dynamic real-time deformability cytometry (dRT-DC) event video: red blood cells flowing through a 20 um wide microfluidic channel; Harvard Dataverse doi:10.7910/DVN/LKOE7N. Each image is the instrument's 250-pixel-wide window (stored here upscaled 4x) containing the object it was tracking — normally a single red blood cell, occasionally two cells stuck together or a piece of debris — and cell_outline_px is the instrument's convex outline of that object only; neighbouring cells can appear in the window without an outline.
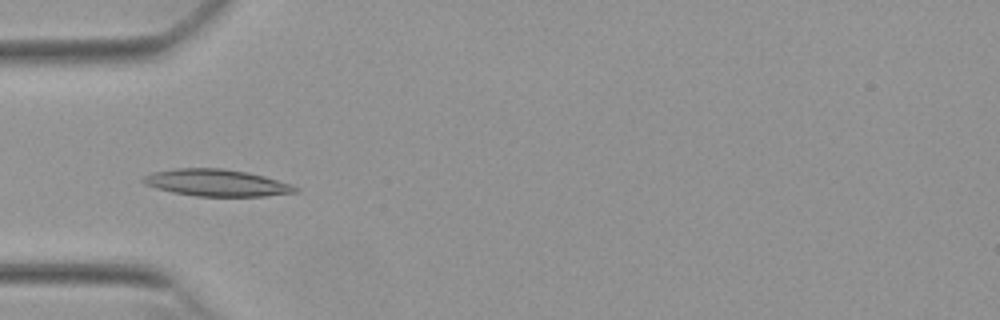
{"species": "Egyptian fruit bat (a non-hibernating species)", "species_latin": "Rousettus aegyptiacus", "temperature_condition": "warm", "stored_images_in_passage": 39, "camera_frame_rate_fps": 3000, "um_per_image_px": 0.085, "animal": {"sex": "female"}, "frame": {"image": 1, "passage_image": 3, "time_ms": 0.667, "image_size_px": [1000, 320], "cell_outline_px": [[300, 192], [264, 196], [196, 196], [172, 192], [156, 188], [144, 184], [140, 180], [144, 176], [152, 172], [176, 168], [224, 168], [248, 172], [264, 176], [292, 184], [300, 188]], "centroid_in_image_um": [18.43, 15.53], "position_along_channel_um": 66.6, "area_um2": 24.04}}
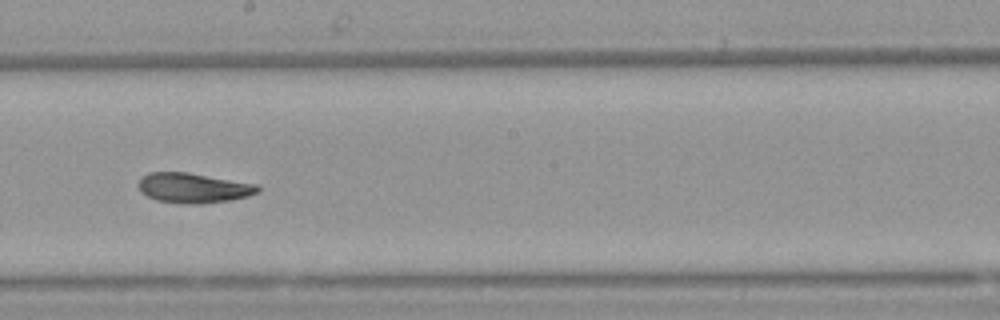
{"frame": {"image": 2, "passage_image": 16, "time_ms": 5.0, "image_size_px": [1000, 320], "cell_outline_px": [[260, 192], [248, 196], [232, 200], [204, 204], [184, 204], [156, 200], [140, 192], [136, 184], [140, 176], [148, 172], [188, 172], [260, 184]], "centroid_in_image_um": [16.44, 15.97], "position_along_channel_um": 231.8, "area_um2": 21.44}}
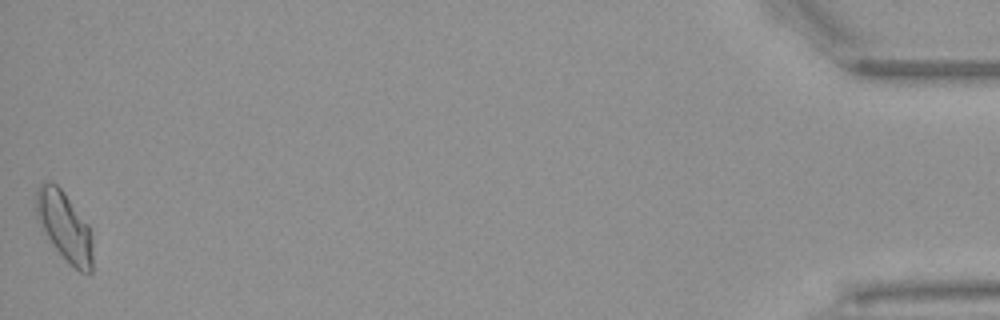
{"frame": {"image": 3, "passage_image": 39, "time_ms": 12.667, "image_size_px": [1000, 320], "cell_outline_px": [[92, 272], [88, 276], [80, 272], [56, 248], [36, 220], [36, 188], [40, 184], [56, 184], [64, 192], [88, 224], [92, 236]], "centroid_in_image_um": [5.5, 19.25], "position_along_channel_um": 429.7, "area_um2": 22.43}, "authors_computed_cell_mechanics": {"area_um2": 21.097, "velocity_mm_per_s": 3.8392, "shape_relaxation_time_tau1_ms": 8.8887, "shape_relaxation_time_tau2_ms": 2.521, "deformation_change_tau1": 0.2238, "deformation_change_tau2": 0.0909}}